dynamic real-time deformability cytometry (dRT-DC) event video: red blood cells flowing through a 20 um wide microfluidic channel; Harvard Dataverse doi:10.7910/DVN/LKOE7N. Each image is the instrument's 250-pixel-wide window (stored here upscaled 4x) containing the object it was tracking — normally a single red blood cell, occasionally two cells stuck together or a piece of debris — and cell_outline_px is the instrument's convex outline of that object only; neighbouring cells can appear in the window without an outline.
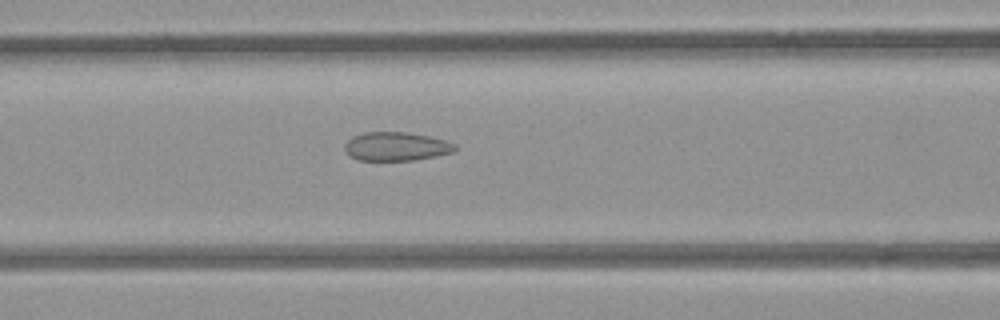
{"species": "common noctule bat (a hibernating species)", "species_latin": "Nyctalus noctula", "temperature_condition": "room temperature", "stored_images_in_passage": 34, "camera_frame_rate_fps": 3000, "um_per_image_px": 0.085, "animal": {"sex": "female", "body_mass_g": 21.9}, "frame": {"image": 1, "passage_image": 13, "time_ms": 4.0, "image_size_px": [1000, 320], "cell_outline_px": [[456, 148], [452, 152], [436, 156], [416, 160], [356, 160], [344, 148], [344, 144], [352, 136], [364, 132], [404, 132], [428, 136], [444, 140], [456, 144]], "centroid_in_image_um": [33.66, 12.44], "position_along_channel_um": 132.9, "area_um2": 18.32}}
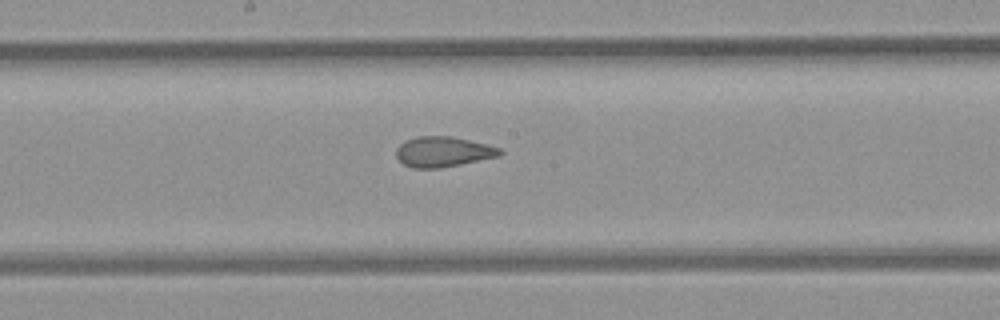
{"frame": {"image": 2, "passage_image": 19, "time_ms": 6.0, "image_size_px": [1000, 320], "cell_outline_px": [[504, 152], [500, 156], [440, 168], [412, 168], [404, 164], [396, 156], [396, 148], [404, 140], [416, 136], [452, 136], [500, 148]], "centroid_in_image_um": [37.64, 12.89], "position_along_channel_um": 210.6, "area_um2": 18.26}}
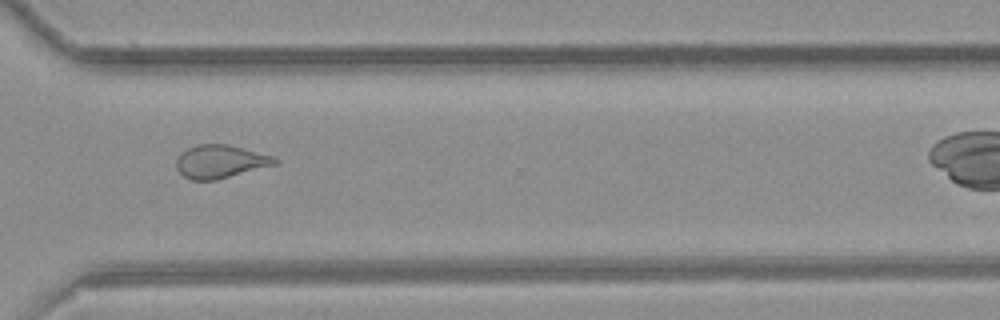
{"frame": {"image": 3, "passage_image": 30, "time_ms": 9.667, "image_size_px": [1000, 320], "cell_outline_px": [[280, 160], [276, 164], [216, 180], [192, 180], [184, 176], [176, 168], [176, 160], [188, 148], [196, 144], [228, 144], [272, 156]], "centroid_in_image_um": [18.72, 13.73], "position_along_channel_um": 351.9, "area_um2": 18.79}}